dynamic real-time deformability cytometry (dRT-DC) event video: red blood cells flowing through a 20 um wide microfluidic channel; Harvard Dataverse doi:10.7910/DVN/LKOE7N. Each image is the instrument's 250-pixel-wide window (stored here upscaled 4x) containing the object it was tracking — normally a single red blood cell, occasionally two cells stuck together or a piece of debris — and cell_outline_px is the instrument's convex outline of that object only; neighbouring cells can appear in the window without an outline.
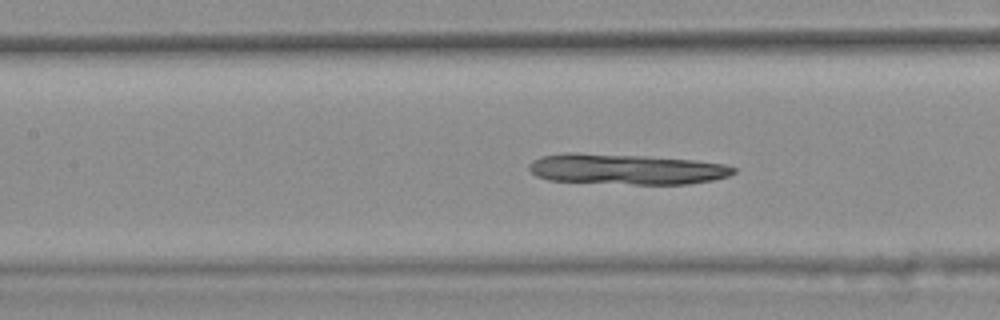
{"species": "common noctule bat (a hibernating species)", "species_latin": "Nyctalus noctula", "temperature_condition": "warm", "stored_images_in_passage": 46, "camera_frame_rate_fps": 3000, "um_per_image_px": 0.085, "animal": {"sex": "female", "body_mass_g": 25.1}, "frame": {"image": 1, "passage_image": 24, "time_ms": 7.667, "image_size_px": [1000, 320], "cell_outline_px": [[736, 172], [728, 176], [712, 180], [688, 184], [632, 184], [548, 180], [536, 176], [528, 168], [528, 164], [532, 160], [540, 156], [564, 152], [576, 152], [644, 156], [696, 160], [724, 164], [736, 168]], "centroid_in_image_um": [53.19, 14.37], "position_along_channel_um": 154.2, "area_um2": 36.59}}
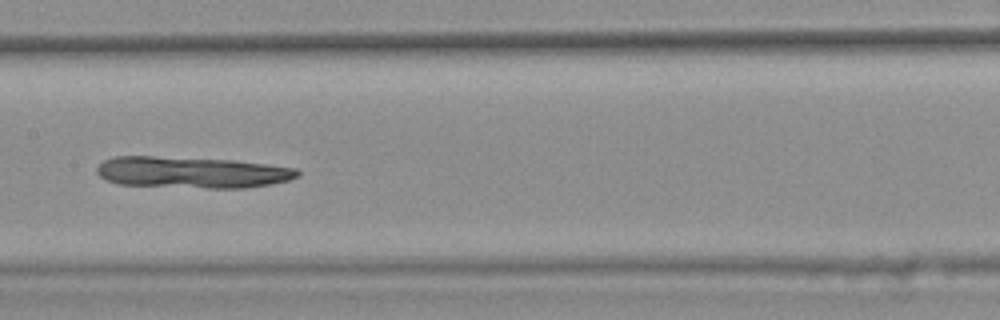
{"frame": {"image": 2, "passage_image": 27, "time_ms": 8.667, "image_size_px": [1000, 320], "cell_outline_px": [[300, 172], [296, 176], [288, 180], [272, 184], [244, 188], [208, 188], [120, 184], [108, 180], [100, 176], [96, 172], [96, 168], [104, 160], [112, 156], [152, 156], [236, 160], [296, 168]], "centroid_in_image_um": [16.3, 14.64], "position_along_channel_um": 191.1, "area_um2": 36.65}}
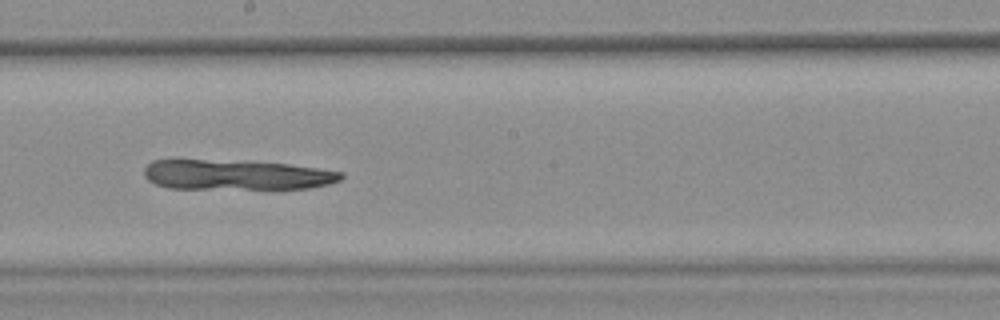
{"frame": {"image": 3, "passage_image": 30, "time_ms": 9.667, "image_size_px": [1000, 320], "cell_outline_px": [[344, 176], [340, 180], [328, 184], [308, 188], [168, 188], [156, 184], [148, 180], [144, 176], [144, 168], [152, 160], [204, 160], [288, 164], [344, 172]], "centroid_in_image_um": [20.07, 14.86], "position_along_channel_um": 228.1, "area_um2": 33.87}}